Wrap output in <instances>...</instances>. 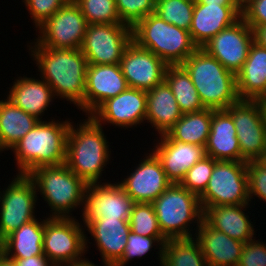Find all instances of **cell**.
<instances>
[{"label":"cell","mask_w":266,"mask_h":266,"mask_svg":"<svg viewBox=\"0 0 266 266\" xmlns=\"http://www.w3.org/2000/svg\"><path fill=\"white\" fill-rule=\"evenodd\" d=\"M17 266H55L45 255L32 256L26 259H14Z\"/></svg>","instance_id":"cell-44"},{"label":"cell","mask_w":266,"mask_h":266,"mask_svg":"<svg viewBox=\"0 0 266 266\" xmlns=\"http://www.w3.org/2000/svg\"><path fill=\"white\" fill-rule=\"evenodd\" d=\"M39 121L9 99L0 100V138L7 150H11Z\"/></svg>","instance_id":"cell-30"},{"label":"cell","mask_w":266,"mask_h":266,"mask_svg":"<svg viewBox=\"0 0 266 266\" xmlns=\"http://www.w3.org/2000/svg\"><path fill=\"white\" fill-rule=\"evenodd\" d=\"M144 155L135 169L117 182L134 203H152L171 185L157 156L152 151Z\"/></svg>","instance_id":"cell-18"},{"label":"cell","mask_w":266,"mask_h":266,"mask_svg":"<svg viewBox=\"0 0 266 266\" xmlns=\"http://www.w3.org/2000/svg\"><path fill=\"white\" fill-rule=\"evenodd\" d=\"M165 81L170 86L182 114L204 109L191 77L182 65H168Z\"/></svg>","instance_id":"cell-32"},{"label":"cell","mask_w":266,"mask_h":266,"mask_svg":"<svg viewBox=\"0 0 266 266\" xmlns=\"http://www.w3.org/2000/svg\"><path fill=\"white\" fill-rule=\"evenodd\" d=\"M236 86L239 99L266 97V48L251 44L248 57L236 74Z\"/></svg>","instance_id":"cell-27"},{"label":"cell","mask_w":266,"mask_h":266,"mask_svg":"<svg viewBox=\"0 0 266 266\" xmlns=\"http://www.w3.org/2000/svg\"><path fill=\"white\" fill-rule=\"evenodd\" d=\"M248 0H237V2L243 6Z\"/></svg>","instance_id":"cell-53"},{"label":"cell","mask_w":266,"mask_h":266,"mask_svg":"<svg viewBox=\"0 0 266 266\" xmlns=\"http://www.w3.org/2000/svg\"><path fill=\"white\" fill-rule=\"evenodd\" d=\"M132 40L139 47L153 52L167 65H181L198 49L189 31L165 22L155 12L132 28Z\"/></svg>","instance_id":"cell-6"},{"label":"cell","mask_w":266,"mask_h":266,"mask_svg":"<svg viewBox=\"0 0 266 266\" xmlns=\"http://www.w3.org/2000/svg\"><path fill=\"white\" fill-rule=\"evenodd\" d=\"M12 180L3 191H0V237L2 239L22 225L36 219L34 213L39 193L34 181L28 175L21 174H17Z\"/></svg>","instance_id":"cell-10"},{"label":"cell","mask_w":266,"mask_h":266,"mask_svg":"<svg viewBox=\"0 0 266 266\" xmlns=\"http://www.w3.org/2000/svg\"><path fill=\"white\" fill-rule=\"evenodd\" d=\"M154 145L152 152L160 160L166 177L171 183H180L187 170L206 156L203 146L177 142L166 133L160 135Z\"/></svg>","instance_id":"cell-20"},{"label":"cell","mask_w":266,"mask_h":266,"mask_svg":"<svg viewBox=\"0 0 266 266\" xmlns=\"http://www.w3.org/2000/svg\"><path fill=\"white\" fill-rule=\"evenodd\" d=\"M128 88L120 64H88L84 113L90 116L104 101Z\"/></svg>","instance_id":"cell-19"},{"label":"cell","mask_w":266,"mask_h":266,"mask_svg":"<svg viewBox=\"0 0 266 266\" xmlns=\"http://www.w3.org/2000/svg\"><path fill=\"white\" fill-rule=\"evenodd\" d=\"M257 161L266 168V149L263 151V153L260 155V157L257 159Z\"/></svg>","instance_id":"cell-50"},{"label":"cell","mask_w":266,"mask_h":266,"mask_svg":"<svg viewBox=\"0 0 266 266\" xmlns=\"http://www.w3.org/2000/svg\"><path fill=\"white\" fill-rule=\"evenodd\" d=\"M199 199L203 212L219 205L250 204L247 162L217 160Z\"/></svg>","instance_id":"cell-9"},{"label":"cell","mask_w":266,"mask_h":266,"mask_svg":"<svg viewBox=\"0 0 266 266\" xmlns=\"http://www.w3.org/2000/svg\"><path fill=\"white\" fill-rule=\"evenodd\" d=\"M161 266H209L198 241L192 238L168 239L163 247Z\"/></svg>","instance_id":"cell-33"},{"label":"cell","mask_w":266,"mask_h":266,"mask_svg":"<svg viewBox=\"0 0 266 266\" xmlns=\"http://www.w3.org/2000/svg\"><path fill=\"white\" fill-rule=\"evenodd\" d=\"M167 240L168 239L166 237H148L135 234L134 232L130 231L123 257L115 266H126L131 260L134 259V257L135 259L144 257V255L149 253V251H152L154 246L159 249L156 254H159L157 259H159V266H161L163 260V247Z\"/></svg>","instance_id":"cell-35"},{"label":"cell","mask_w":266,"mask_h":266,"mask_svg":"<svg viewBox=\"0 0 266 266\" xmlns=\"http://www.w3.org/2000/svg\"><path fill=\"white\" fill-rule=\"evenodd\" d=\"M4 150L8 151L7 148L3 145L1 138H0V153L3 152Z\"/></svg>","instance_id":"cell-51"},{"label":"cell","mask_w":266,"mask_h":266,"mask_svg":"<svg viewBox=\"0 0 266 266\" xmlns=\"http://www.w3.org/2000/svg\"><path fill=\"white\" fill-rule=\"evenodd\" d=\"M209 266H237L245 243L212 228L204 219L194 237Z\"/></svg>","instance_id":"cell-23"},{"label":"cell","mask_w":266,"mask_h":266,"mask_svg":"<svg viewBox=\"0 0 266 266\" xmlns=\"http://www.w3.org/2000/svg\"><path fill=\"white\" fill-rule=\"evenodd\" d=\"M235 124L241 150V162L256 161L266 149V130L258 99H239L225 109Z\"/></svg>","instance_id":"cell-14"},{"label":"cell","mask_w":266,"mask_h":266,"mask_svg":"<svg viewBox=\"0 0 266 266\" xmlns=\"http://www.w3.org/2000/svg\"><path fill=\"white\" fill-rule=\"evenodd\" d=\"M195 3L214 4L222 6H241L237 0H195Z\"/></svg>","instance_id":"cell-46"},{"label":"cell","mask_w":266,"mask_h":266,"mask_svg":"<svg viewBox=\"0 0 266 266\" xmlns=\"http://www.w3.org/2000/svg\"><path fill=\"white\" fill-rule=\"evenodd\" d=\"M205 154L215 160L241 162V150L232 116L226 110H213Z\"/></svg>","instance_id":"cell-24"},{"label":"cell","mask_w":266,"mask_h":266,"mask_svg":"<svg viewBox=\"0 0 266 266\" xmlns=\"http://www.w3.org/2000/svg\"><path fill=\"white\" fill-rule=\"evenodd\" d=\"M195 0H156L155 13L162 20L189 31Z\"/></svg>","instance_id":"cell-34"},{"label":"cell","mask_w":266,"mask_h":266,"mask_svg":"<svg viewBox=\"0 0 266 266\" xmlns=\"http://www.w3.org/2000/svg\"><path fill=\"white\" fill-rule=\"evenodd\" d=\"M254 42L266 48V25H259L253 29Z\"/></svg>","instance_id":"cell-45"},{"label":"cell","mask_w":266,"mask_h":266,"mask_svg":"<svg viewBox=\"0 0 266 266\" xmlns=\"http://www.w3.org/2000/svg\"><path fill=\"white\" fill-rule=\"evenodd\" d=\"M115 2L121 22L131 28L155 12L156 0H115Z\"/></svg>","instance_id":"cell-39"},{"label":"cell","mask_w":266,"mask_h":266,"mask_svg":"<svg viewBox=\"0 0 266 266\" xmlns=\"http://www.w3.org/2000/svg\"><path fill=\"white\" fill-rule=\"evenodd\" d=\"M204 108L225 110L239 100L236 75L204 49L198 48L182 64Z\"/></svg>","instance_id":"cell-4"},{"label":"cell","mask_w":266,"mask_h":266,"mask_svg":"<svg viewBox=\"0 0 266 266\" xmlns=\"http://www.w3.org/2000/svg\"><path fill=\"white\" fill-rule=\"evenodd\" d=\"M213 109L182 114L166 134L177 142L190 143L205 147L210 133Z\"/></svg>","instance_id":"cell-31"},{"label":"cell","mask_w":266,"mask_h":266,"mask_svg":"<svg viewBox=\"0 0 266 266\" xmlns=\"http://www.w3.org/2000/svg\"><path fill=\"white\" fill-rule=\"evenodd\" d=\"M29 44L39 76L52 88L55 98L72 102L84 112L88 61L81 49L46 48L35 40Z\"/></svg>","instance_id":"cell-1"},{"label":"cell","mask_w":266,"mask_h":266,"mask_svg":"<svg viewBox=\"0 0 266 266\" xmlns=\"http://www.w3.org/2000/svg\"><path fill=\"white\" fill-rule=\"evenodd\" d=\"M43 237L44 219H34L3 239L2 254L12 261L44 255Z\"/></svg>","instance_id":"cell-29"},{"label":"cell","mask_w":266,"mask_h":266,"mask_svg":"<svg viewBox=\"0 0 266 266\" xmlns=\"http://www.w3.org/2000/svg\"><path fill=\"white\" fill-rule=\"evenodd\" d=\"M88 24L122 23L115 0H74Z\"/></svg>","instance_id":"cell-37"},{"label":"cell","mask_w":266,"mask_h":266,"mask_svg":"<svg viewBox=\"0 0 266 266\" xmlns=\"http://www.w3.org/2000/svg\"><path fill=\"white\" fill-rule=\"evenodd\" d=\"M133 205V199L119 183H89L81 209L82 221L93 222L100 218L129 220Z\"/></svg>","instance_id":"cell-13"},{"label":"cell","mask_w":266,"mask_h":266,"mask_svg":"<svg viewBox=\"0 0 266 266\" xmlns=\"http://www.w3.org/2000/svg\"><path fill=\"white\" fill-rule=\"evenodd\" d=\"M255 239L244 244L237 266H266V243Z\"/></svg>","instance_id":"cell-42"},{"label":"cell","mask_w":266,"mask_h":266,"mask_svg":"<svg viewBox=\"0 0 266 266\" xmlns=\"http://www.w3.org/2000/svg\"><path fill=\"white\" fill-rule=\"evenodd\" d=\"M84 231L82 223L76 218L45 217L44 255L59 266L82 260L87 249L89 251L88 243L91 244Z\"/></svg>","instance_id":"cell-8"},{"label":"cell","mask_w":266,"mask_h":266,"mask_svg":"<svg viewBox=\"0 0 266 266\" xmlns=\"http://www.w3.org/2000/svg\"><path fill=\"white\" fill-rule=\"evenodd\" d=\"M152 204L159 227L167 239L195 237V230L204 217L198 195L188 191L180 183H171ZM194 223L196 227L193 229Z\"/></svg>","instance_id":"cell-7"},{"label":"cell","mask_w":266,"mask_h":266,"mask_svg":"<svg viewBox=\"0 0 266 266\" xmlns=\"http://www.w3.org/2000/svg\"><path fill=\"white\" fill-rule=\"evenodd\" d=\"M242 18L251 29L266 25V0H248L242 6Z\"/></svg>","instance_id":"cell-43"},{"label":"cell","mask_w":266,"mask_h":266,"mask_svg":"<svg viewBox=\"0 0 266 266\" xmlns=\"http://www.w3.org/2000/svg\"><path fill=\"white\" fill-rule=\"evenodd\" d=\"M241 17L242 6L195 3L189 29L192 41L198 48H202L217 33Z\"/></svg>","instance_id":"cell-21"},{"label":"cell","mask_w":266,"mask_h":266,"mask_svg":"<svg viewBox=\"0 0 266 266\" xmlns=\"http://www.w3.org/2000/svg\"><path fill=\"white\" fill-rule=\"evenodd\" d=\"M3 249V239L0 237V254L2 253Z\"/></svg>","instance_id":"cell-52"},{"label":"cell","mask_w":266,"mask_h":266,"mask_svg":"<svg viewBox=\"0 0 266 266\" xmlns=\"http://www.w3.org/2000/svg\"><path fill=\"white\" fill-rule=\"evenodd\" d=\"M103 265L104 266H111L108 264H103ZM63 266H98V265H96L92 261H89L88 259L84 258V259L77 261V262L67 263Z\"/></svg>","instance_id":"cell-48"},{"label":"cell","mask_w":266,"mask_h":266,"mask_svg":"<svg viewBox=\"0 0 266 266\" xmlns=\"http://www.w3.org/2000/svg\"><path fill=\"white\" fill-rule=\"evenodd\" d=\"M248 206V207H247ZM251 206L242 205H219L209 207L204 211L203 219L214 229L223 232L227 236L242 243H247L256 238L255 224H252L248 213L244 211Z\"/></svg>","instance_id":"cell-25"},{"label":"cell","mask_w":266,"mask_h":266,"mask_svg":"<svg viewBox=\"0 0 266 266\" xmlns=\"http://www.w3.org/2000/svg\"><path fill=\"white\" fill-rule=\"evenodd\" d=\"M86 117L77 125L70 124L65 164L87 184L100 183L104 166L110 162L112 154L103 126L90 116Z\"/></svg>","instance_id":"cell-3"},{"label":"cell","mask_w":266,"mask_h":266,"mask_svg":"<svg viewBox=\"0 0 266 266\" xmlns=\"http://www.w3.org/2000/svg\"><path fill=\"white\" fill-rule=\"evenodd\" d=\"M247 174L250 203L253 202V196L266 202V168L257 160L250 161L247 162Z\"/></svg>","instance_id":"cell-41"},{"label":"cell","mask_w":266,"mask_h":266,"mask_svg":"<svg viewBox=\"0 0 266 266\" xmlns=\"http://www.w3.org/2000/svg\"><path fill=\"white\" fill-rule=\"evenodd\" d=\"M0 266H17L15 261L6 258L2 253L0 254Z\"/></svg>","instance_id":"cell-49"},{"label":"cell","mask_w":266,"mask_h":266,"mask_svg":"<svg viewBox=\"0 0 266 266\" xmlns=\"http://www.w3.org/2000/svg\"><path fill=\"white\" fill-rule=\"evenodd\" d=\"M146 91L127 88L104 101L90 117L99 125L111 124L124 129L140 126L146 118Z\"/></svg>","instance_id":"cell-16"},{"label":"cell","mask_w":266,"mask_h":266,"mask_svg":"<svg viewBox=\"0 0 266 266\" xmlns=\"http://www.w3.org/2000/svg\"><path fill=\"white\" fill-rule=\"evenodd\" d=\"M82 225L95 240L94 245L101 253L102 264L115 266L123 257L131 231L128 220L100 218L93 222H83Z\"/></svg>","instance_id":"cell-22"},{"label":"cell","mask_w":266,"mask_h":266,"mask_svg":"<svg viewBox=\"0 0 266 266\" xmlns=\"http://www.w3.org/2000/svg\"><path fill=\"white\" fill-rule=\"evenodd\" d=\"M217 160L204 156L189 170L180 184L188 191L200 196L206 189Z\"/></svg>","instance_id":"cell-38"},{"label":"cell","mask_w":266,"mask_h":266,"mask_svg":"<svg viewBox=\"0 0 266 266\" xmlns=\"http://www.w3.org/2000/svg\"><path fill=\"white\" fill-rule=\"evenodd\" d=\"M51 208L49 218H75L72 211L82 208L87 183L71 171L67 165L40 166L28 174Z\"/></svg>","instance_id":"cell-5"},{"label":"cell","mask_w":266,"mask_h":266,"mask_svg":"<svg viewBox=\"0 0 266 266\" xmlns=\"http://www.w3.org/2000/svg\"><path fill=\"white\" fill-rule=\"evenodd\" d=\"M72 120H40L12 148L18 173L28 175L40 166L66 162L67 137Z\"/></svg>","instance_id":"cell-2"},{"label":"cell","mask_w":266,"mask_h":266,"mask_svg":"<svg viewBox=\"0 0 266 266\" xmlns=\"http://www.w3.org/2000/svg\"><path fill=\"white\" fill-rule=\"evenodd\" d=\"M120 67L129 88L147 92L165 80L168 65L132 40L125 48Z\"/></svg>","instance_id":"cell-17"},{"label":"cell","mask_w":266,"mask_h":266,"mask_svg":"<svg viewBox=\"0 0 266 266\" xmlns=\"http://www.w3.org/2000/svg\"><path fill=\"white\" fill-rule=\"evenodd\" d=\"M146 94L145 122H150L149 124L159 135L165 134L182 116L172 90L164 80Z\"/></svg>","instance_id":"cell-28"},{"label":"cell","mask_w":266,"mask_h":266,"mask_svg":"<svg viewBox=\"0 0 266 266\" xmlns=\"http://www.w3.org/2000/svg\"><path fill=\"white\" fill-rule=\"evenodd\" d=\"M253 42V30L241 17L212 37L202 49L236 75L246 61Z\"/></svg>","instance_id":"cell-15"},{"label":"cell","mask_w":266,"mask_h":266,"mask_svg":"<svg viewBox=\"0 0 266 266\" xmlns=\"http://www.w3.org/2000/svg\"><path fill=\"white\" fill-rule=\"evenodd\" d=\"M258 105L262 116V122L266 130V97L259 98Z\"/></svg>","instance_id":"cell-47"},{"label":"cell","mask_w":266,"mask_h":266,"mask_svg":"<svg viewBox=\"0 0 266 266\" xmlns=\"http://www.w3.org/2000/svg\"><path fill=\"white\" fill-rule=\"evenodd\" d=\"M131 41L132 28L126 24H88L81 51L88 64H120Z\"/></svg>","instance_id":"cell-12"},{"label":"cell","mask_w":266,"mask_h":266,"mask_svg":"<svg viewBox=\"0 0 266 266\" xmlns=\"http://www.w3.org/2000/svg\"><path fill=\"white\" fill-rule=\"evenodd\" d=\"M69 0H22L38 28Z\"/></svg>","instance_id":"cell-40"},{"label":"cell","mask_w":266,"mask_h":266,"mask_svg":"<svg viewBox=\"0 0 266 266\" xmlns=\"http://www.w3.org/2000/svg\"><path fill=\"white\" fill-rule=\"evenodd\" d=\"M87 21L74 0H69L41 26L36 43L54 49H81Z\"/></svg>","instance_id":"cell-11"},{"label":"cell","mask_w":266,"mask_h":266,"mask_svg":"<svg viewBox=\"0 0 266 266\" xmlns=\"http://www.w3.org/2000/svg\"><path fill=\"white\" fill-rule=\"evenodd\" d=\"M10 88L7 99L39 120H43L47 107L51 106L55 99L52 88L42 78L19 76Z\"/></svg>","instance_id":"cell-26"},{"label":"cell","mask_w":266,"mask_h":266,"mask_svg":"<svg viewBox=\"0 0 266 266\" xmlns=\"http://www.w3.org/2000/svg\"><path fill=\"white\" fill-rule=\"evenodd\" d=\"M135 234L148 237H165L159 227L152 203H134L128 220Z\"/></svg>","instance_id":"cell-36"}]
</instances>
